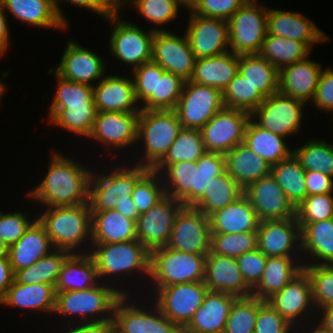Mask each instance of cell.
<instances>
[{
    "mask_svg": "<svg viewBox=\"0 0 333 333\" xmlns=\"http://www.w3.org/2000/svg\"><path fill=\"white\" fill-rule=\"evenodd\" d=\"M257 248V232L211 233L210 254L237 258Z\"/></svg>",
    "mask_w": 333,
    "mask_h": 333,
    "instance_id": "55",
    "label": "cell"
},
{
    "mask_svg": "<svg viewBox=\"0 0 333 333\" xmlns=\"http://www.w3.org/2000/svg\"><path fill=\"white\" fill-rule=\"evenodd\" d=\"M206 257L207 254L186 253L167 246L155 249L150 252V284L146 286L168 287L204 281Z\"/></svg>",
    "mask_w": 333,
    "mask_h": 333,
    "instance_id": "7",
    "label": "cell"
},
{
    "mask_svg": "<svg viewBox=\"0 0 333 333\" xmlns=\"http://www.w3.org/2000/svg\"><path fill=\"white\" fill-rule=\"evenodd\" d=\"M150 292H153L149 294L155 297L147 300H152L166 317L183 330L203 303L208 288L204 281H199L168 287H152Z\"/></svg>",
    "mask_w": 333,
    "mask_h": 333,
    "instance_id": "11",
    "label": "cell"
},
{
    "mask_svg": "<svg viewBox=\"0 0 333 333\" xmlns=\"http://www.w3.org/2000/svg\"><path fill=\"white\" fill-rule=\"evenodd\" d=\"M71 254L66 250L53 249L31 266L17 271L14 279L25 285L41 283L55 286L64 262Z\"/></svg>",
    "mask_w": 333,
    "mask_h": 333,
    "instance_id": "46",
    "label": "cell"
},
{
    "mask_svg": "<svg viewBox=\"0 0 333 333\" xmlns=\"http://www.w3.org/2000/svg\"><path fill=\"white\" fill-rule=\"evenodd\" d=\"M225 108L252 113L265 97L239 72L222 92Z\"/></svg>",
    "mask_w": 333,
    "mask_h": 333,
    "instance_id": "49",
    "label": "cell"
},
{
    "mask_svg": "<svg viewBox=\"0 0 333 333\" xmlns=\"http://www.w3.org/2000/svg\"><path fill=\"white\" fill-rule=\"evenodd\" d=\"M9 255V247L0 239V257Z\"/></svg>",
    "mask_w": 333,
    "mask_h": 333,
    "instance_id": "74",
    "label": "cell"
},
{
    "mask_svg": "<svg viewBox=\"0 0 333 333\" xmlns=\"http://www.w3.org/2000/svg\"><path fill=\"white\" fill-rule=\"evenodd\" d=\"M91 246L89 253L96 263L100 282L116 287L118 277V280L121 277L130 279L132 276L136 277L139 275L136 277L137 280L141 275L144 279L140 277V281L144 282L146 280L147 282L144 285L148 283L150 276V251L138 240L92 244ZM109 277H112V281Z\"/></svg>",
    "mask_w": 333,
    "mask_h": 333,
    "instance_id": "5",
    "label": "cell"
},
{
    "mask_svg": "<svg viewBox=\"0 0 333 333\" xmlns=\"http://www.w3.org/2000/svg\"><path fill=\"white\" fill-rule=\"evenodd\" d=\"M56 293L53 285L33 284L25 285L15 279L6 295L0 300L1 305L25 309L32 313H50L55 311Z\"/></svg>",
    "mask_w": 333,
    "mask_h": 333,
    "instance_id": "32",
    "label": "cell"
},
{
    "mask_svg": "<svg viewBox=\"0 0 333 333\" xmlns=\"http://www.w3.org/2000/svg\"><path fill=\"white\" fill-rule=\"evenodd\" d=\"M204 284L208 291L225 292L237 297H249L252 294L233 257L208 253Z\"/></svg>",
    "mask_w": 333,
    "mask_h": 333,
    "instance_id": "26",
    "label": "cell"
},
{
    "mask_svg": "<svg viewBox=\"0 0 333 333\" xmlns=\"http://www.w3.org/2000/svg\"><path fill=\"white\" fill-rule=\"evenodd\" d=\"M15 274L12 270L9 256L0 257V300L6 295L12 285Z\"/></svg>",
    "mask_w": 333,
    "mask_h": 333,
    "instance_id": "68",
    "label": "cell"
},
{
    "mask_svg": "<svg viewBox=\"0 0 333 333\" xmlns=\"http://www.w3.org/2000/svg\"><path fill=\"white\" fill-rule=\"evenodd\" d=\"M305 144V145H304ZM305 171L323 172L333 178V145L324 140H308L293 149Z\"/></svg>",
    "mask_w": 333,
    "mask_h": 333,
    "instance_id": "48",
    "label": "cell"
},
{
    "mask_svg": "<svg viewBox=\"0 0 333 333\" xmlns=\"http://www.w3.org/2000/svg\"><path fill=\"white\" fill-rule=\"evenodd\" d=\"M200 0H178V4L181 6V7H185L184 9L185 10H192L195 5L199 2Z\"/></svg>",
    "mask_w": 333,
    "mask_h": 333,
    "instance_id": "73",
    "label": "cell"
},
{
    "mask_svg": "<svg viewBox=\"0 0 333 333\" xmlns=\"http://www.w3.org/2000/svg\"><path fill=\"white\" fill-rule=\"evenodd\" d=\"M267 301L296 330L303 327V325H310L309 322H311V324L316 322L318 314L312 299L311 283L309 276L304 270L293 278L281 291L275 293ZM303 321L306 322V325L302 324L304 323ZM297 325L300 326L298 327Z\"/></svg>",
    "mask_w": 333,
    "mask_h": 333,
    "instance_id": "14",
    "label": "cell"
},
{
    "mask_svg": "<svg viewBox=\"0 0 333 333\" xmlns=\"http://www.w3.org/2000/svg\"><path fill=\"white\" fill-rule=\"evenodd\" d=\"M105 65L100 55L69 38L58 66L52 70L63 79L94 86L92 82L106 75Z\"/></svg>",
    "mask_w": 333,
    "mask_h": 333,
    "instance_id": "23",
    "label": "cell"
},
{
    "mask_svg": "<svg viewBox=\"0 0 333 333\" xmlns=\"http://www.w3.org/2000/svg\"><path fill=\"white\" fill-rule=\"evenodd\" d=\"M263 302L252 296L238 297L231 306L223 333H253L258 308Z\"/></svg>",
    "mask_w": 333,
    "mask_h": 333,
    "instance_id": "53",
    "label": "cell"
},
{
    "mask_svg": "<svg viewBox=\"0 0 333 333\" xmlns=\"http://www.w3.org/2000/svg\"><path fill=\"white\" fill-rule=\"evenodd\" d=\"M92 244L120 243L137 240L136 221L115 209L91 211Z\"/></svg>",
    "mask_w": 333,
    "mask_h": 333,
    "instance_id": "35",
    "label": "cell"
},
{
    "mask_svg": "<svg viewBox=\"0 0 333 333\" xmlns=\"http://www.w3.org/2000/svg\"><path fill=\"white\" fill-rule=\"evenodd\" d=\"M251 114L238 109L223 108L201 129L206 152L226 154L244 143L245 130Z\"/></svg>",
    "mask_w": 333,
    "mask_h": 333,
    "instance_id": "15",
    "label": "cell"
},
{
    "mask_svg": "<svg viewBox=\"0 0 333 333\" xmlns=\"http://www.w3.org/2000/svg\"><path fill=\"white\" fill-rule=\"evenodd\" d=\"M244 189L225 171L214 177L203 196L192 206L205 216L223 209L242 196Z\"/></svg>",
    "mask_w": 333,
    "mask_h": 333,
    "instance_id": "42",
    "label": "cell"
},
{
    "mask_svg": "<svg viewBox=\"0 0 333 333\" xmlns=\"http://www.w3.org/2000/svg\"><path fill=\"white\" fill-rule=\"evenodd\" d=\"M60 2H66L70 5H77V7H81L95 12L98 15H101L105 20L112 15L116 10L109 4L107 0H53L56 11L61 19V21L68 27V21L65 18V14L62 13L63 10L60 7Z\"/></svg>",
    "mask_w": 333,
    "mask_h": 333,
    "instance_id": "65",
    "label": "cell"
},
{
    "mask_svg": "<svg viewBox=\"0 0 333 333\" xmlns=\"http://www.w3.org/2000/svg\"><path fill=\"white\" fill-rule=\"evenodd\" d=\"M312 325L310 324V329L308 330L309 326H304V327H301L300 329L298 328V330L296 331V333H298V331L301 333H327L325 332L322 328H320L316 322L314 323L313 327H311ZM307 329V330H306ZM304 330V331H303ZM307 332H306V331ZM303 331V332H302Z\"/></svg>",
    "mask_w": 333,
    "mask_h": 333,
    "instance_id": "71",
    "label": "cell"
},
{
    "mask_svg": "<svg viewBox=\"0 0 333 333\" xmlns=\"http://www.w3.org/2000/svg\"><path fill=\"white\" fill-rule=\"evenodd\" d=\"M247 0H200L191 10L195 15L228 20Z\"/></svg>",
    "mask_w": 333,
    "mask_h": 333,
    "instance_id": "63",
    "label": "cell"
},
{
    "mask_svg": "<svg viewBox=\"0 0 333 333\" xmlns=\"http://www.w3.org/2000/svg\"><path fill=\"white\" fill-rule=\"evenodd\" d=\"M333 218V193L306 196L296 207L298 223H313Z\"/></svg>",
    "mask_w": 333,
    "mask_h": 333,
    "instance_id": "58",
    "label": "cell"
},
{
    "mask_svg": "<svg viewBox=\"0 0 333 333\" xmlns=\"http://www.w3.org/2000/svg\"><path fill=\"white\" fill-rule=\"evenodd\" d=\"M115 10H123L130 0H107ZM123 8V9H122Z\"/></svg>",
    "mask_w": 333,
    "mask_h": 333,
    "instance_id": "72",
    "label": "cell"
},
{
    "mask_svg": "<svg viewBox=\"0 0 333 333\" xmlns=\"http://www.w3.org/2000/svg\"><path fill=\"white\" fill-rule=\"evenodd\" d=\"M188 25L184 31L196 59L224 54L229 49L227 20L207 18L188 11Z\"/></svg>",
    "mask_w": 333,
    "mask_h": 333,
    "instance_id": "19",
    "label": "cell"
},
{
    "mask_svg": "<svg viewBox=\"0 0 333 333\" xmlns=\"http://www.w3.org/2000/svg\"><path fill=\"white\" fill-rule=\"evenodd\" d=\"M66 324L69 326H66ZM66 324L65 330L67 331L63 330L62 333H115L112 320L104 322H79L70 324L67 322Z\"/></svg>",
    "mask_w": 333,
    "mask_h": 333,
    "instance_id": "67",
    "label": "cell"
},
{
    "mask_svg": "<svg viewBox=\"0 0 333 333\" xmlns=\"http://www.w3.org/2000/svg\"><path fill=\"white\" fill-rule=\"evenodd\" d=\"M121 10H116L106 20L111 24L109 51L116 60L134 68L152 61L153 38L152 29L142 30L135 23L121 19ZM120 13V14H119ZM121 19V20H120Z\"/></svg>",
    "mask_w": 333,
    "mask_h": 333,
    "instance_id": "9",
    "label": "cell"
},
{
    "mask_svg": "<svg viewBox=\"0 0 333 333\" xmlns=\"http://www.w3.org/2000/svg\"><path fill=\"white\" fill-rule=\"evenodd\" d=\"M303 270L310 279L316 310L333 305V265H303Z\"/></svg>",
    "mask_w": 333,
    "mask_h": 333,
    "instance_id": "56",
    "label": "cell"
},
{
    "mask_svg": "<svg viewBox=\"0 0 333 333\" xmlns=\"http://www.w3.org/2000/svg\"><path fill=\"white\" fill-rule=\"evenodd\" d=\"M305 105L307 104L278 91L265 97L251 113V118L262 128L286 138L302 130L300 127Z\"/></svg>",
    "mask_w": 333,
    "mask_h": 333,
    "instance_id": "12",
    "label": "cell"
},
{
    "mask_svg": "<svg viewBox=\"0 0 333 333\" xmlns=\"http://www.w3.org/2000/svg\"><path fill=\"white\" fill-rule=\"evenodd\" d=\"M237 298L225 292L208 291L182 333H223L231 306Z\"/></svg>",
    "mask_w": 333,
    "mask_h": 333,
    "instance_id": "28",
    "label": "cell"
},
{
    "mask_svg": "<svg viewBox=\"0 0 333 333\" xmlns=\"http://www.w3.org/2000/svg\"><path fill=\"white\" fill-rule=\"evenodd\" d=\"M43 211L36 218L44 226L54 249L71 253L90 252L92 219L89 202L76 206L47 207Z\"/></svg>",
    "mask_w": 333,
    "mask_h": 333,
    "instance_id": "3",
    "label": "cell"
},
{
    "mask_svg": "<svg viewBox=\"0 0 333 333\" xmlns=\"http://www.w3.org/2000/svg\"><path fill=\"white\" fill-rule=\"evenodd\" d=\"M208 218L211 233L257 232L260 223L255 209L244 194Z\"/></svg>",
    "mask_w": 333,
    "mask_h": 333,
    "instance_id": "30",
    "label": "cell"
},
{
    "mask_svg": "<svg viewBox=\"0 0 333 333\" xmlns=\"http://www.w3.org/2000/svg\"><path fill=\"white\" fill-rule=\"evenodd\" d=\"M246 285L252 290L260 281L267 257L258 249L246 252L236 258Z\"/></svg>",
    "mask_w": 333,
    "mask_h": 333,
    "instance_id": "62",
    "label": "cell"
},
{
    "mask_svg": "<svg viewBox=\"0 0 333 333\" xmlns=\"http://www.w3.org/2000/svg\"><path fill=\"white\" fill-rule=\"evenodd\" d=\"M131 72H133L136 101L141 110H156L157 74H163L165 70L159 64L149 61Z\"/></svg>",
    "mask_w": 333,
    "mask_h": 333,
    "instance_id": "50",
    "label": "cell"
},
{
    "mask_svg": "<svg viewBox=\"0 0 333 333\" xmlns=\"http://www.w3.org/2000/svg\"><path fill=\"white\" fill-rule=\"evenodd\" d=\"M224 108L222 91L193 81H185L175 112L182 128L201 129Z\"/></svg>",
    "mask_w": 333,
    "mask_h": 333,
    "instance_id": "13",
    "label": "cell"
},
{
    "mask_svg": "<svg viewBox=\"0 0 333 333\" xmlns=\"http://www.w3.org/2000/svg\"><path fill=\"white\" fill-rule=\"evenodd\" d=\"M298 224L301 229V252L306 254L303 265H333V218Z\"/></svg>",
    "mask_w": 333,
    "mask_h": 333,
    "instance_id": "29",
    "label": "cell"
},
{
    "mask_svg": "<svg viewBox=\"0 0 333 333\" xmlns=\"http://www.w3.org/2000/svg\"><path fill=\"white\" fill-rule=\"evenodd\" d=\"M257 248L266 257L301 258V229L296 217L260 221Z\"/></svg>",
    "mask_w": 333,
    "mask_h": 333,
    "instance_id": "20",
    "label": "cell"
},
{
    "mask_svg": "<svg viewBox=\"0 0 333 333\" xmlns=\"http://www.w3.org/2000/svg\"><path fill=\"white\" fill-rule=\"evenodd\" d=\"M309 58L279 70L278 91L305 104L313 100L323 70L321 64Z\"/></svg>",
    "mask_w": 333,
    "mask_h": 333,
    "instance_id": "27",
    "label": "cell"
},
{
    "mask_svg": "<svg viewBox=\"0 0 333 333\" xmlns=\"http://www.w3.org/2000/svg\"><path fill=\"white\" fill-rule=\"evenodd\" d=\"M311 51L305 43L267 33L259 54L281 70L306 59Z\"/></svg>",
    "mask_w": 333,
    "mask_h": 333,
    "instance_id": "44",
    "label": "cell"
},
{
    "mask_svg": "<svg viewBox=\"0 0 333 333\" xmlns=\"http://www.w3.org/2000/svg\"><path fill=\"white\" fill-rule=\"evenodd\" d=\"M239 72V55L228 51L224 54L196 59L190 81L211 86L222 92Z\"/></svg>",
    "mask_w": 333,
    "mask_h": 333,
    "instance_id": "36",
    "label": "cell"
},
{
    "mask_svg": "<svg viewBox=\"0 0 333 333\" xmlns=\"http://www.w3.org/2000/svg\"><path fill=\"white\" fill-rule=\"evenodd\" d=\"M100 283L90 253H72L64 262L54 286L55 292L85 290Z\"/></svg>",
    "mask_w": 333,
    "mask_h": 333,
    "instance_id": "37",
    "label": "cell"
},
{
    "mask_svg": "<svg viewBox=\"0 0 333 333\" xmlns=\"http://www.w3.org/2000/svg\"><path fill=\"white\" fill-rule=\"evenodd\" d=\"M305 172L294 153L271 166V174L295 208L307 196Z\"/></svg>",
    "mask_w": 333,
    "mask_h": 333,
    "instance_id": "45",
    "label": "cell"
},
{
    "mask_svg": "<svg viewBox=\"0 0 333 333\" xmlns=\"http://www.w3.org/2000/svg\"><path fill=\"white\" fill-rule=\"evenodd\" d=\"M182 207L180 201L166 195L136 220L137 240L150 252L166 247L175 217Z\"/></svg>",
    "mask_w": 333,
    "mask_h": 333,
    "instance_id": "17",
    "label": "cell"
},
{
    "mask_svg": "<svg viewBox=\"0 0 333 333\" xmlns=\"http://www.w3.org/2000/svg\"><path fill=\"white\" fill-rule=\"evenodd\" d=\"M126 5H131L132 9L134 7L135 11L152 23L154 28L151 29L155 32L167 31L164 25L178 18L181 8L177 0H130ZM159 25L163 28H159Z\"/></svg>",
    "mask_w": 333,
    "mask_h": 333,
    "instance_id": "51",
    "label": "cell"
},
{
    "mask_svg": "<svg viewBox=\"0 0 333 333\" xmlns=\"http://www.w3.org/2000/svg\"><path fill=\"white\" fill-rule=\"evenodd\" d=\"M131 78V79H130ZM116 74L104 76L93 86L98 112H140L132 77Z\"/></svg>",
    "mask_w": 333,
    "mask_h": 333,
    "instance_id": "25",
    "label": "cell"
},
{
    "mask_svg": "<svg viewBox=\"0 0 333 333\" xmlns=\"http://www.w3.org/2000/svg\"><path fill=\"white\" fill-rule=\"evenodd\" d=\"M130 297L135 295H123L115 305L112 317L115 333H182L154 302L137 305V300L134 302Z\"/></svg>",
    "mask_w": 333,
    "mask_h": 333,
    "instance_id": "10",
    "label": "cell"
},
{
    "mask_svg": "<svg viewBox=\"0 0 333 333\" xmlns=\"http://www.w3.org/2000/svg\"><path fill=\"white\" fill-rule=\"evenodd\" d=\"M152 61L165 71L188 81L192 77L196 57L186 33L179 37L175 32L167 30L154 33Z\"/></svg>",
    "mask_w": 333,
    "mask_h": 333,
    "instance_id": "18",
    "label": "cell"
},
{
    "mask_svg": "<svg viewBox=\"0 0 333 333\" xmlns=\"http://www.w3.org/2000/svg\"><path fill=\"white\" fill-rule=\"evenodd\" d=\"M239 73L264 97L279 89V70L259 53L239 55Z\"/></svg>",
    "mask_w": 333,
    "mask_h": 333,
    "instance_id": "41",
    "label": "cell"
},
{
    "mask_svg": "<svg viewBox=\"0 0 333 333\" xmlns=\"http://www.w3.org/2000/svg\"><path fill=\"white\" fill-rule=\"evenodd\" d=\"M119 164L105 172H92L89 183V205L91 211L115 209L129 219L137 220L140 216L132 193L136 183L150 170L147 167L133 164ZM121 166V167H120ZM96 173V174H95ZM104 173V174H103ZM98 174V175H97Z\"/></svg>",
    "mask_w": 333,
    "mask_h": 333,
    "instance_id": "2",
    "label": "cell"
},
{
    "mask_svg": "<svg viewBox=\"0 0 333 333\" xmlns=\"http://www.w3.org/2000/svg\"><path fill=\"white\" fill-rule=\"evenodd\" d=\"M253 333H296V330L268 301H264L258 308Z\"/></svg>",
    "mask_w": 333,
    "mask_h": 333,
    "instance_id": "61",
    "label": "cell"
},
{
    "mask_svg": "<svg viewBox=\"0 0 333 333\" xmlns=\"http://www.w3.org/2000/svg\"><path fill=\"white\" fill-rule=\"evenodd\" d=\"M268 34L305 43L311 50L315 44L330 38L310 19L298 12L269 9L267 16Z\"/></svg>",
    "mask_w": 333,
    "mask_h": 333,
    "instance_id": "24",
    "label": "cell"
},
{
    "mask_svg": "<svg viewBox=\"0 0 333 333\" xmlns=\"http://www.w3.org/2000/svg\"><path fill=\"white\" fill-rule=\"evenodd\" d=\"M52 73L56 77L57 86L54 98L49 108H69L70 106L77 105H95L93 86L78 82L63 79L56 74L52 68L49 74Z\"/></svg>",
    "mask_w": 333,
    "mask_h": 333,
    "instance_id": "52",
    "label": "cell"
},
{
    "mask_svg": "<svg viewBox=\"0 0 333 333\" xmlns=\"http://www.w3.org/2000/svg\"><path fill=\"white\" fill-rule=\"evenodd\" d=\"M305 184L307 196L333 193V178L323 172L306 171Z\"/></svg>",
    "mask_w": 333,
    "mask_h": 333,
    "instance_id": "66",
    "label": "cell"
},
{
    "mask_svg": "<svg viewBox=\"0 0 333 333\" xmlns=\"http://www.w3.org/2000/svg\"><path fill=\"white\" fill-rule=\"evenodd\" d=\"M317 314V325L325 332L333 333V305L321 308Z\"/></svg>",
    "mask_w": 333,
    "mask_h": 333,
    "instance_id": "70",
    "label": "cell"
},
{
    "mask_svg": "<svg viewBox=\"0 0 333 333\" xmlns=\"http://www.w3.org/2000/svg\"><path fill=\"white\" fill-rule=\"evenodd\" d=\"M227 173L244 189L271 173V166L244 143L225 154Z\"/></svg>",
    "mask_w": 333,
    "mask_h": 333,
    "instance_id": "38",
    "label": "cell"
},
{
    "mask_svg": "<svg viewBox=\"0 0 333 333\" xmlns=\"http://www.w3.org/2000/svg\"><path fill=\"white\" fill-rule=\"evenodd\" d=\"M140 112H98L92 132L88 138L101 143L102 147L119 152L132 149L137 143L138 120ZM108 146V147H106Z\"/></svg>",
    "mask_w": 333,
    "mask_h": 333,
    "instance_id": "21",
    "label": "cell"
},
{
    "mask_svg": "<svg viewBox=\"0 0 333 333\" xmlns=\"http://www.w3.org/2000/svg\"><path fill=\"white\" fill-rule=\"evenodd\" d=\"M267 257L259 283L252 289V297L267 301L281 291L303 270V258ZM300 261V262H299Z\"/></svg>",
    "mask_w": 333,
    "mask_h": 333,
    "instance_id": "31",
    "label": "cell"
},
{
    "mask_svg": "<svg viewBox=\"0 0 333 333\" xmlns=\"http://www.w3.org/2000/svg\"><path fill=\"white\" fill-rule=\"evenodd\" d=\"M153 170L161 175L166 195L180 201L183 206H193L194 162L156 165Z\"/></svg>",
    "mask_w": 333,
    "mask_h": 333,
    "instance_id": "40",
    "label": "cell"
},
{
    "mask_svg": "<svg viewBox=\"0 0 333 333\" xmlns=\"http://www.w3.org/2000/svg\"><path fill=\"white\" fill-rule=\"evenodd\" d=\"M205 152L200 130L182 128L165 157L157 165H171L180 161L197 162Z\"/></svg>",
    "mask_w": 333,
    "mask_h": 333,
    "instance_id": "47",
    "label": "cell"
},
{
    "mask_svg": "<svg viewBox=\"0 0 333 333\" xmlns=\"http://www.w3.org/2000/svg\"><path fill=\"white\" fill-rule=\"evenodd\" d=\"M247 0L228 20L229 49L236 55L260 52L268 33V7Z\"/></svg>",
    "mask_w": 333,
    "mask_h": 333,
    "instance_id": "8",
    "label": "cell"
},
{
    "mask_svg": "<svg viewBox=\"0 0 333 333\" xmlns=\"http://www.w3.org/2000/svg\"><path fill=\"white\" fill-rule=\"evenodd\" d=\"M184 83L185 80L171 72L157 74L156 110H175Z\"/></svg>",
    "mask_w": 333,
    "mask_h": 333,
    "instance_id": "59",
    "label": "cell"
},
{
    "mask_svg": "<svg viewBox=\"0 0 333 333\" xmlns=\"http://www.w3.org/2000/svg\"><path fill=\"white\" fill-rule=\"evenodd\" d=\"M51 152L44 179L27 192L26 196H29L27 198L36 200L38 204L46 208L88 203L89 183L93 170L61 154L60 151Z\"/></svg>",
    "mask_w": 333,
    "mask_h": 333,
    "instance_id": "1",
    "label": "cell"
},
{
    "mask_svg": "<svg viewBox=\"0 0 333 333\" xmlns=\"http://www.w3.org/2000/svg\"><path fill=\"white\" fill-rule=\"evenodd\" d=\"M226 171L225 155L217 152H205L194 162L193 205L203 196L211 180Z\"/></svg>",
    "mask_w": 333,
    "mask_h": 333,
    "instance_id": "54",
    "label": "cell"
},
{
    "mask_svg": "<svg viewBox=\"0 0 333 333\" xmlns=\"http://www.w3.org/2000/svg\"><path fill=\"white\" fill-rule=\"evenodd\" d=\"M4 81L3 80H1V78H0V103L2 102L1 100H2V96L4 95V92L6 91L5 89V85H4V83H3ZM1 105V104H0Z\"/></svg>",
    "mask_w": 333,
    "mask_h": 333,
    "instance_id": "75",
    "label": "cell"
},
{
    "mask_svg": "<svg viewBox=\"0 0 333 333\" xmlns=\"http://www.w3.org/2000/svg\"><path fill=\"white\" fill-rule=\"evenodd\" d=\"M127 290L119 287V284L117 287H113V285L100 282L85 290L55 292L53 315H60L63 319L69 317L68 324L76 323V321L83 323L112 320L117 301L123 295H131ZM72 320L73 322H71Z\"/></svg>",
    "mask_w": 333,
    "mask_h": 333,
    "instance_id": "4",
    "label": "cell"
},
{
    "mask_svg": "<svg viewBox=\"0 0 333 333\" xmlns=\"http://www.w3.org/2000/svg\"><path fill=\"white\" fill-rule=\"evenodd\" d=\"M49 125L73 132V135L89 137L98 113L96 105H77L69 108H48Z\"/></svg>",
    "mask_w": 333,
    "mask_h": 333,
    "instance_id": "43",
    "label": "cell"
},
{
    "mask_svg": "<svg viewBox=\"0 0 333 333\" xmlns=\"http://www.w3.org/2000/svg\"><path fill=\"white\" fill-rule=\"evenodd\" d=\"M27 213L21 211L7 212L0 210V239L10 247L15 244L26 232L29 226L37 219H28Z\"/></svg>",
    "mask_w": 333,
    "mask_h": 333,
    "instance_id": "60",
    "label": "cell"
},
{
    "mask_svg": "<svg viewBox=\"0 0 333 333\" xmlns=\"http://www.w3.org/2000/svg\"><path fill=\"white\" fill-rule=\"evenodd\" d=\"M54 248L44 226L36 219L24 235L9 247V259L14 274L31 266Z\"/></svg>",
    "mask_w": 333,
    "mask_h": 333,
    "instance_id": "33",
    "label": "cell"
},
{
    "mask_svg": "<svg viewBox=\"0 0 333 333\" xmlns=\"http://www.w3.org/2000/svg\"><path fill=\"white\" fill-rule=\"evenodd\" d=\"M285 139L262 128L250 118L245 130L244 144L273 166L293 153V149L287 146Z\"/></svg>",
    "mask_w": 333,
    "mask_h": 333,
    "instance_id": "39",
    "label": "cell"
},
{
    "mask_svg": "<svg viewBox=\"0 0 333 333\" xmlns=\"http://www.w3.org/2000/svg\"><path fill=\"white\" fill-rule=\"evenodd\" d=\"M311 103L319 111L333 113V69L331 67L321 71Z\"/></svg>",
    "mask_w": 333,
    "mask_h": 333,
    "instance_id": "64",
    "label": "cell"
},
{
    "mask_svg": "<svg viewBox=\"0 0 333 333\" xmlns=\"http://www.w3.org/2000/svg\"><path fill=\"white\" fill-rule=\"evenodd\" d=\"M0 3L15 19L37 29L69 28L61 21L53 0H0Z\"/></svg>",
    "mask_w": 333,
    "mask_h": 333,
    "instance_id": "34",
    "label": "cell"
},
{
    "mask_svg": "<svg viewBox=\"0 0 333 333\" xmlns=\"http://www.w3.org/2000/svg\"><path fill=\"white\" fill-rule=\"evenodd\" d=\"M209 218L192 206H183L177 213L167 247L193 254L210 252Z\"/></svg>",
    "mask_w": 333,
    "mask_h": 333,
    "instance_id": "16",
    "label": "cell"
},
{
    "mask_svg": "<svg viewBox=\"0 0 333 333\" xmlns=\"http://www.w3.org/2000/svg\"><path fill=\"white\" fill-rule=\"evenodd\" d=\"M166 196L162 177L150 169L135 185L132 200L139 215L159 203Z\"/></svg>",
    "mask_w": 333,
    "mask_h": 333,
    "instance_id": "57",
    "label": "cell"
},
{
    "mask_svg": "<svg viewBox=\"0 0 333 333\" xmlns=\"http://www.w3.org/2000/svg\"><path fill=\"white\" fill-rule=\"evenodd\" d=\"M181 129L175 110H141L137 142L144 149L142 157L138 154L133 164L153 169L165 157Z\"/></svg>",
    "mask_w": 333,
    "mask_h": 333,
    "instance_id": "6",
    "label": "cell"
},
{
    "mask_svg": "<svg viewBox=\"0 0 333 333\" xmlns=\"http://www.w3.org/2000/svg\"><path fill=\"white\" fill-rule=\"evenodd\" d=\"M243 193L255 209L259 221L296 217V208L271 173L249 184Z\"/></svg>",
    "mask_w": 333,
    "mask_h": 333,
    "instance_id": "22",
    "label": "cell"
},
{
    "mask_svg": "<svg viewBox=\"0 0 333 333\" xmlns=\"http://www.w3.org/2000/svg\"><path fill=\"white\" fill-rule=\"evenodd\" d=\"M3 5L0 3V57L7 52L10 42V28L8 27L7 15Z\"/></svg>",
    "mask_w": 333,
    "mask_h": 333,
    "instance_id": "69",
    "label": "cell"
}]
</instances>
